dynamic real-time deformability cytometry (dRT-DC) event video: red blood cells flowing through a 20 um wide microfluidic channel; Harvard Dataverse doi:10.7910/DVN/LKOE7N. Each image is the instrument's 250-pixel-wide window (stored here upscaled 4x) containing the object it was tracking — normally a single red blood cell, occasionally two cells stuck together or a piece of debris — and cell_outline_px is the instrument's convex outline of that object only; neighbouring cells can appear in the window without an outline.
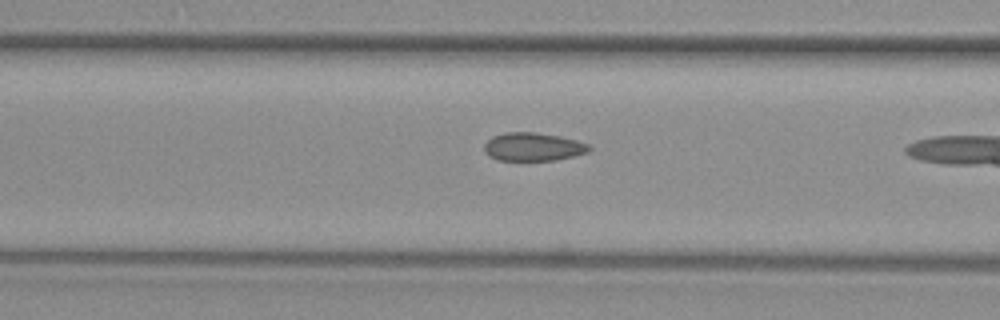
{"species": "common noctule bat (a hibernating species)", "species_latin": "Nyctalus noctula", "temperature_condition": "warm", "stored_images_in_passage": 28, "camera_frame_rate_fps": 3000, "um_per_image_px": 0.085, "animal": {"sex": "female", "body_mass_g": 29.2, "forearm_length_mm": 56.3}, "frame": {"image": 1, "passage_image": 17, "time_ms": 5.333, "image_size_px": [1000, 320], "cell_outline_px": [[592, 148], [588, 152], [556, 160], [496, 160], [488, 156], [484, 152], [484, 144], [492, 136], [504, 132], [536, 132], [560, 136], [592, 144]], "centroid_in_image_um": [45.31, 12.47], "position_along_channel_um": 121.3, "area_um2": 17.51}}
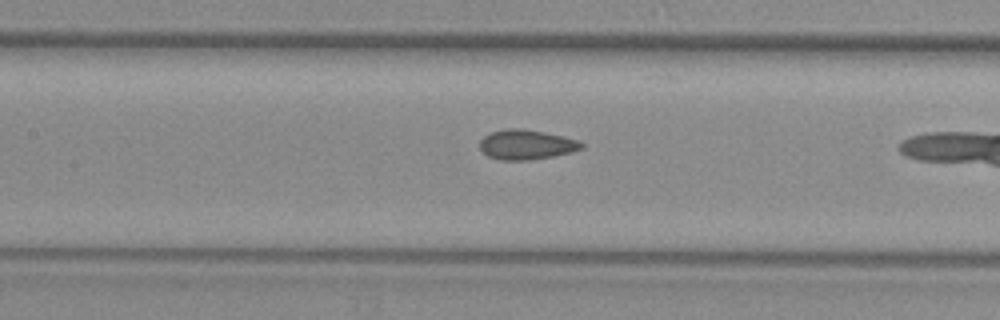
{"frame": {"image": 2, "passage_image": 20, "time_ms": 6.333, "image_size_px": [1000, 320], "cell_outline_px": [[584, 148], [572, 152], [552, 156], [528, 160], [500, 160], [488, 156], [480, 148], [480, 140], [488, 132], [504, 128], [524, 128], [564, 136], [580, 140], [584, 144]], "centroid_in_image_um": [44.75, 12.27], "position_along_channel_um": 162.7, "area_um2": 17.92}}
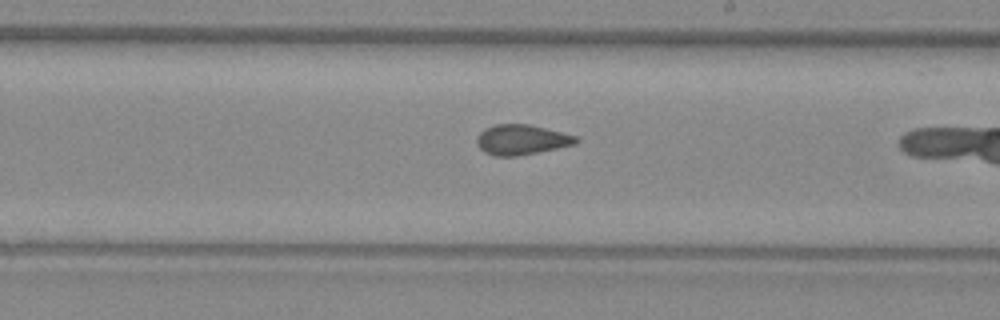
{"frame": {"image": 3, "passage_image": 26, "time_ms": 8.333, "image_size_px": [1000, 320], "cell_outline_px": [[580, 140], [576, 144], [516, 156], [496, 156], [484, 152], [476, 144], [476, 136], [484, 128], [496, 124], [532, 124], [576, 136]], "centroid_in_image_um": [44.31, 11.86], "position_along_channel_um": 244.7, "area_um2": 17.46}}